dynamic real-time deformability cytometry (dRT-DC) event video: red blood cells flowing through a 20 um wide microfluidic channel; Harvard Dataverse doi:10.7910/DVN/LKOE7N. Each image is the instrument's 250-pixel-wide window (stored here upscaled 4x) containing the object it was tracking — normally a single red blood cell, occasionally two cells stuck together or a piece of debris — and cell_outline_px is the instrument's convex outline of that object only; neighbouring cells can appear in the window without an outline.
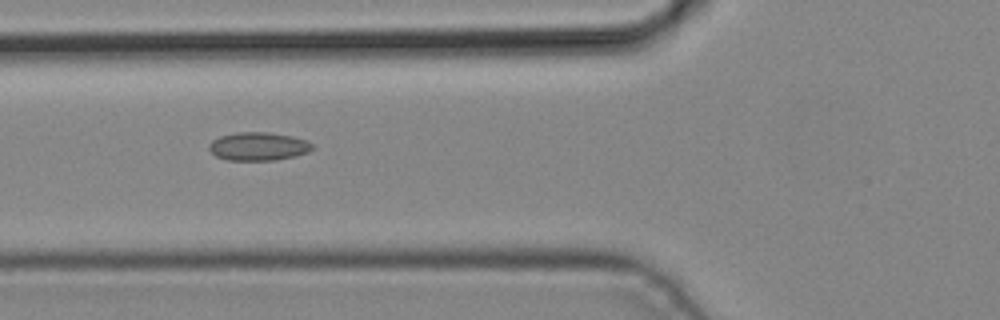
{"species": "common noctule bat (a hibernating species)", "species_latin": "Nyctalus noctula", "temperature_condition": "cold", "stored_images_in_passage": 5, "camera_frame_rate_fps": 3000, "um_per_image_px": 0.085, "animal": {"sex": "male", "body_mass_g": 19.2, "forearm_length_mm": 51.8}, "frame": {"image": 1, "passage_image": 5, "time_ms": 1.333, "image_size_px": [1000, 320], "cell_outline_px": [[312, 148], [308, 152], [296, 156], [276, 160], [228, 160], [216, 156], [208, 148], [208, 144], [212, 140], [220, 136], [236, 132], [268, 132], [292, 136], [308, 140], [312, 144]], "centroid_in_image_um": [21.96, 12.44], "position_along_channel_um": 103.8, "area_um2": 17.11}}